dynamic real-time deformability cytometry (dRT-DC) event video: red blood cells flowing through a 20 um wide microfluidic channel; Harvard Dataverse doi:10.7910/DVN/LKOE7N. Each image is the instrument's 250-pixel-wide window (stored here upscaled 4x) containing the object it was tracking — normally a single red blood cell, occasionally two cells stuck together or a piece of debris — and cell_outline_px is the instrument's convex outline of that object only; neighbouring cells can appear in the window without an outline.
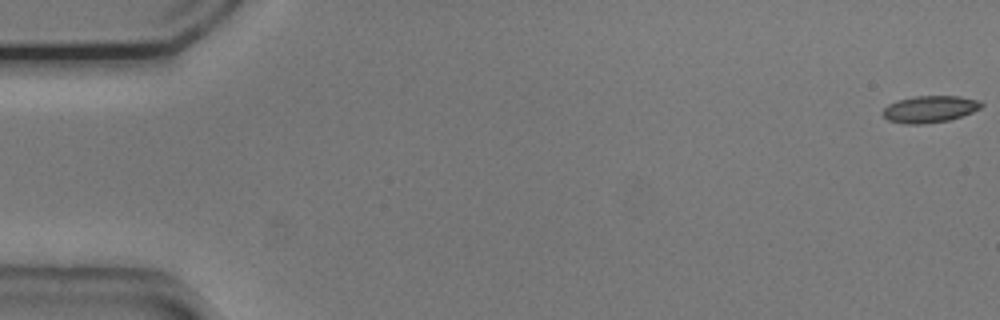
{"species": "common noctule bat (a hibernating species)", "species_latin": "Nyctalus noctula", "temperature_condition": "cold", "stored_images_in_passage": 54, "camera_frame_rate_fps": 3000, "um_per_image_px": 0.085, "animal": {"sex": "male", "body_mass_g": 20.5, "forearm_length_mm": 52.5}, "frame": {"image": 1, "passage_image": 1, "time_ms": 0.0, "image_size_px": [1000, 320], "cell_outline_px": [[984, 104], [980, 108], [972, 112], [948, 120], [924, 124], [904, 124], [888, 120], [880, 112], [888, 104], [900, 100], [916, 96], [960, 96], [980, 100]], "centroid_in_image_um": [79.02, 9.27], "position_along_channel_um": 6.0, "area_um2": 15.37}}
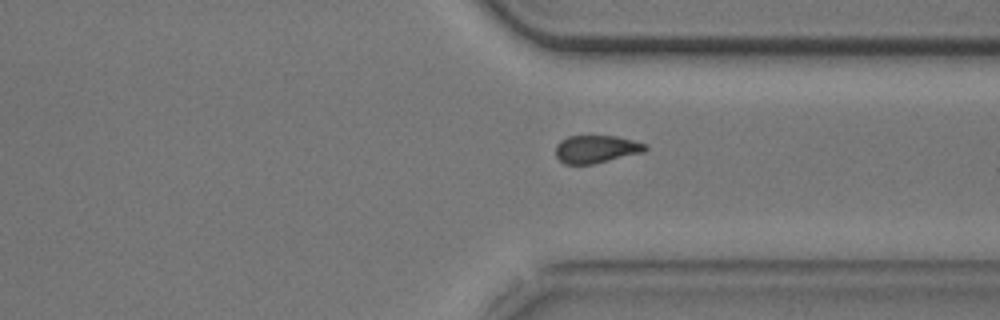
{"frame": {"image": 2, "passage_image": 41, "time_ms": 13.333, "image_size_px": [1000, 320], "cell_outline_px": [[648, 148], [644, 152], [592, 164], [564, 164], [556, 156], [556, 144], [560, 140], [568, 136], [616, 136], [648, 144]], "centroid_in_image_um": [50.68, 12.67], "position_along_channel_um": 360.7, "area_um2": 14.51}}
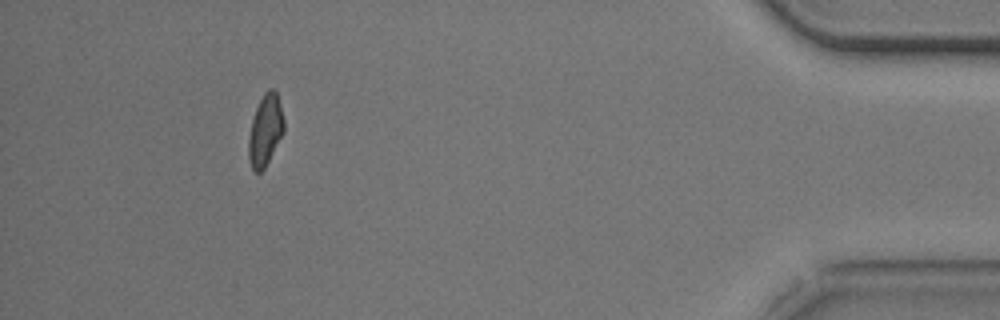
{"frame": {"image": 3, "passage_image": 50, "time_ms": 16.333, "image_size_px": [1000, 320], "cell_outline_px": [[284, 132], [264, 168], [260, 172], [256, 172], [252, 168], [248, 160], [248, 140], [252, 120], [256, 108], [264, 92], [268, 88], [276, 88], [284, 120]], "centroid_in_image_um": [22.55, 11.04], "position_along_channel_um": 412.6, "area_um2": 14.68}, "authors_computed_cell_mechanics": {"area_um2": 15.317, "velocity_mm_per_s": 3.7588, "shape_relaxation_time_tau1_ms": 2.4822, "shape_relaxation_time_tau2_ms": null, "deformation_change_tau1": 0.0887, "deformation_change_tau2": null}}